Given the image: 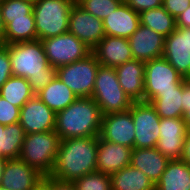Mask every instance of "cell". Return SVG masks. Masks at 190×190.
<instances>
[{
	"instance_id": "obj_43",
	"label": "cell",
	"mask_w": 190,
	"mask_h": 190,
	"mask_svg": "<svg viewBox=\"0 0 190 190\" xmlns=\"http://www.w3.org/2000/svg\"><path fill=\"white\" fill-rule=\"evenodd\" d=\"M5 44H6V42H5V26L2 21L1 10H0V47L4 46Z\"/></svg>"
},
{
	"instance_id": "obj_33",
	"label": "cell",
	"mask_w": 190,
	"mask_h": 190,
	"mask_svg": "<svg viewBox=\"0 0 190 190\" xmlns=\"http://www.w3.org/2000/svg\"><path fill=\"white\" fill-rule=\"evenodd\" d=\"M124 0H76V3L91 15L103 20Z\"/></svg>"
},
{
	"instance_id": "obj_2",
	"label": "cell",
	"mask_w": 190,
	"mask_h": 190,
	"mask_svg": "<svg viewBox=\"0 0 190 190\" xmlns=\"http://www.w3.org/2000/svg\"><path fill=\"white\" fill-rule=\"evenodd\" d=\"M12 75L27 79L36 95L56 77V68L47 61L41 40L5 44Z\"/></svg>"
},
{
	"instance_id": "obj_13",
	"label": "cell",
	"mask_w": 190,
	"mask_h": 190,
	"mask_svg": "<svg viewBox=\"0 0 190 190\" xmlns=\"http://www.w3.org/2000/svg\"><path fill=\"white\" fill-rule=\"evenodd\" d=\"M19 123L26 134L53 131L56 113L34 95L20 108Z\"/></svg>"
},
{
	"instance_id": "obj_21",
	"label": "cell",
	"mask_w": 190,
	"mask_h": 190,
	"mask_svg": "<svg viewBox=\"0 0 190 190\" xmlns=\"http://www.w3.org/2000/svg\"><path fill=\"white\" fill-rule=\"evenodd\" d=\"M124 92L132 101H144L145 63L133 59L114 68Z\"/></svg>"
},
{
	"instance_id": "obj_9",
	"label": "cell",
	"mask_w": 190,
	"mask_h": 190,
	"mask_svg": "<svg viewBox=\"0 0 190 190\" xmlns=\"http://www.w3.org/2000/svg\"><path fill=\"white\" fill-rule=\"evenodd\" d=\"M183 81L184 78L164 57L145 62L144 101L155 98L157 92L174 91Z\"/></svg>"
},
{
	"instance_id": "obj_41",
	"label": "cell",
	"mask_w": 190,
	"mask_h": 190,
	"mask_svg": "<svg viewBox=\"0 0 190 190\" xmlns=\"http://www.w3.org/2000/svg\"><path fill=\"white\" fill-rule=\"evenodd\" d=\"M33 190H53V178L44 176Z\"/></svg>"
},
{
	"instance_id": "obj_12",
	"label": "cell",
	"mask_w": 190,
	"mask_h": 190,
	"mask_svg": "<svg viewBox=\"0 0 190 190\" xmlns=\"http://www.w3.org/2000/svg\"><path fill=\"white\" fill-rule=\"evenodd\" d=\"M164 57L184 78L190 79V28L176 29L165 37Z\"/></svg>"
},
{
	"instance_id": "obj_45",
	"label": "cell",
	"mask_w": 190,
	"mask_h": 190,
	"mask_svg": "<svg viewBox=\"0 0 190 190\" xmlns=\"http://www.w3.org/2000/svg\"><path fill=\"white\" fill-rule=\"evenodd\" d=\"M0 190H8V189L0 186Z\"/></svg>"
},
{
	"instance_id": "obj_14",
	"label": "cell",
	"mask_w": 190,
	"mask_h": 190,
	"mask_svg": "<svg viewBox=\"0 0 190 190\" xmlns=\"http://www.w3.org/2000/svg\"><path fill=\"white\" fill-rule=\"evenodd\" d=\"M100 137L112 143L134 148L135 127L132 114L124 112L102 115Z\"/></svg>"
},
{
	"instance_id": "obj_29",
	"label": "cell",
	"mask_w": 190,
	"mask_h": 190,
	"mask_svg": "<svg viewBox=\"0 0 190 190\" xmlns=\"http://www.w3.org/2000/svg\"><path fill=\"white\" fill-rule=\"evenodd\" d=\"M0 95L11 104L21 108L35 94L27 79L12 75L0 88Z\"/></svg>"
},
{
	"instance_id": "obj_39",
	"label": "cell",
	"mask_w": 190,
	"mask_h": 190,
	"mask_svg": "<svg viewBox=\"0 0 190 190\" xmlns=\"http://www.w3.org/2000/svg\"><path fill=\"white\" fill-rule=\"evenodd\" d=\"M176 27L190 28V6L176 18Z\"/></svg>"
},
{
	"instance_id": "obj_30",
	"label": "cell",
	"mask_w": 190,
	"mask_h": 190,
	"mask_svg": "<svg viewBox=\"0 0 190 190\" xmlns=\"http://www.w3.org/2000/svg\"><path fill=\"white\" fill-rule=\"evenodd\" d=\"M37 32L33 15H26V18L10 19L5 27L6 44L35 41Z\"/></svg>"
},
{
	"instance_id": "obj_5",
	"label": "cell",
	"mask_w": 190,
	"mask_h": 190,
	"mask_svg": "<svg viewBox=\"0 0 190 190\" xmlns=\"http://www.w3.org/2000/svg\"><path fill=\"white\" fill-rule=\"evenodd\" d=\"M76 0H37L34 2L37 40L68 32L69 14Z\"/></svg>"
},
{
	"instance_id": "obj_23",
	"label": "cell",
	"mask_w": 190,
	"mask_h": 190,
	"mask_svg": "<svg viewBox=\"0 0 190 190\" xmlns=\"http://www.w3.org/2000/svg\"><path fill=\"white\" fill-rule=\"evenodd\" d=\"M155 190H190V165L180 159L170 160Z\"/></svg>"
},
{
	"instance_id": "obj_15",
	"label": "cell",
	"mask_w": 190,
	"mask_h": 190,
	"mask_svg": "<svg viewBox=\"0 0 190 190\" xmlns=\"http://www.w3.org/2000/svg\"><path fill=\"white\" fill-rule=\"evenodd\" d=\"M156 148L169 160L181 158L187 129L182 117L160 118Z\"/></svg>"
},
{
	"instance_id": "obj_7",
	"label": "cell",
	"mask_w": 190,
	"mask_h": 190,
	"mask_svg": "<svg viewBox=\"0 0 190 190\" xmlns=\"http://www.w3.org/2000/svg\"><path fill=\"white\" fill-rule=\"evenodd\" d=\"M99 66L91 52L81 60L56 68V76L78 97H92Z\"/></svg>"
},
{
	"instance_id": "obj_11",
	"label": "cell",
	"mask_w": 190,
	"mask_h": 190,
	"mask_svg": "<svg viewBox=\"0 0 190 190\" xmlns=\"http://www.w3.org/2000/svg\"><path fill=\"white\" fill-rule=\"evenodd\" d=\"M68 32L75 35L91 50L105 36L103 20L91 15L76 2L69 14Z\"/></svg>"
},
{
	"instance_id": "obj_28",
	"label": "cell",
	"mask_w": 190,
	"mask_h": 190,
	"mask_svg": "<svg viewBox=\"0 0 190 190\" xmlns=\"http://www.w3.org/2000/svg\"><path fill=\"white\" fill-rule=\"evenodd\" d=\"M140 24L151 28L164 37L169 36L176 29V19L162 6L139 13Z\"/></svg>"
},
{
	"instance_id": "obj_44",
	"label": "cell",
	"mask_w": 190,
	"mask_h": 190,
	"mask_svg": "<svg viewBox=\"0 0 190 190\" xmlns=\"http://www.w3.org/2000/svg\"><path fill=\"white\" fill-rule=\"evenodd\" d=\"M6 161H7V159L0 158V184H1L2 176H3V172L5 169Z\"/></svg>"
},
{
	"instance_id": "obj_25",
	"label": "cell",
	"mask_w": 190,
	"mask_h": 190,
	"mask_svg": "<svg viewBox=\"0 0 190 190\" xmlns=\"http://www.w3.org/2000/svg\"><path fill=\"white\" fill-rule=\"evenodd\" d=\"M111 177L112 190H155V183L141 170L128 165Z\"/></svg>"
},
{
	"instance_id": "obj_4",
	"label": "cell",
	"mask_w": 190,
	"mask_h": 190,
	"mask_svg": "<svg viewBox=\"0 0 190 190\" xmlns=\"http://www.w3.org/2000/svg\"><path fill=\"white\" fill-rule=\"evenodd\" d=\"M60 144L59 135L53 131L26 134L19 159L49 176L53 170Z\"/></svg>"
},
{
	"instance_id": "obj_40",
	"label": "cell",
	"mask_w": 190,
	"mask_h": 190,
	"mask_svg": "<svg viewBox=\"0 0 190 190\" xmlns=\"http://www.w3.org/2000/svg\"><path fill=\"white\" fill-rule=\"evenodd\" d=\"M180 160L190 165V131H187Z\"/></svg>"
},
{
	"instance_id": "obj_31",
	"label": "cell",
	"mask_w": 190,
	"mask_h": 190,
	"mask_svg": "<svg viewBox=\"0 0 190 190\" xmlns=\"http://www.w3.org/2000/svg\"><path fill=\"white\" fill-rule=\"evenodd\" d=\"M34 2L31 0H4L0 4L1 17L4 26L10 23V19L26 18L33 15Z\"/></svg>"
},
{
	"instance_id": "obj_42",
	"label": "cell",
	"mask_w": 190,
	"mask_h": 190,
	"mask_svg": "<svg viewBox=\"0 0 190 190\" xmlns=\"http://www.w3.org/2000/svg\"><path fill=\"white\" fill-rule=\"evenodd\" d=\"M53 190H75L72 182H63L53 178Z\"/></svg>"
},
{
	"instance_id": "obj_19",
	"label": "cell",
	"mask_w": 190,
	"mask_h": 190,
	"mask_svg": "<svg viewBox=\"0 0 190 190\" xmlns=\"http://www.w3.org/2000/svg\"><path fill=\"white\" fill-rule=\"evenodd\" d=\"M101 66L115 68L133 60L127 38L105 35L91 50Z\"/></svg>"
},
{
	"instance_id": "obj_36",
	"label": "cell",
	"mask_w": 190,
	"mask_h": 190,
	"mask_svg": "<svg viewBox=\"0 0 190 190\" xmlns=\"http://www.w3.org/2000/svg\"><path fill=\"white\" fill-rule=\"evenodd\" d=\"M182 96H183V121L187 131H190V79H184L182 82Z\"/></svg>"
},
{
	"instance_id": "obj_18",
	"label": "cell",
	"mask_w": 190,
	"mask_h": 190,
	"mask_svg": "<svg viewBox=\"0 0 190 190\" xmlns=\"http://www.w3.org/2000/svg\"><path fill=\"white\" fill-rule=\"evenodd\" d=\"M132 148L103 140L98 136L97 172L109 176L130 165Z\"/></svg>"
},
{
	"instance_id": "obj_8",
	"label": "cell",
	"mask_w": 190,
	"mask_h": 190,
	"mask_svg": "<svg viewBox=\"0 0 190 190\" xmlns=\"http://www.w3.org/2000/svg\"><path fill=\"white\" fill-rule=\"evenodd\" d=\"M49 64L58 68L85 58L91 49L70 32L41 40Z\"/></svg>"
},
{
	"instance_id": "obj_24",
	"label": "cell",
	"mask_w": 190,
	"mask_h": 190,
	"mask_svg": "<svg viewBox=\"0 0 190 190\" xmlns=\"http://www.w3.org/2000/svg\"><path fill=\"white\" fill-rule=\"evenodd\" d=\"M36 95L55 113L64 110L78 98L57 76Z\"/></svg>"
},
{
	"instance_id": "obj_6",
	"label": "cell",
	"mask_w": 190,
	"mask_h": 190,
	"mask_svg": "<svg viewBox=\"0 0 190 190\" xmlns=\"http://www.w3.org/2000/svg\"><path fill=\"white\" fill-rule=\"evenodd\" d=\"M92 98L102 115L127 111L133 103L121 88L116 70L101 65L95 78Z\"/></svg>"
},
{
	"instance_id": "obj_1",
	"label": "cell",
	"mask_w": 190,
	"mask_h": 190,
	"mask_svg": "<svg viewBox=\"0 0 190 190\" xmlns=\"http://www.w3.org/2000/svg\"><path fill=\"white\" fill-rule=\"evenodd\" d=\"M98 136L60 140L57 157L49 176L73 182L97 171Z\"/></svg>"
},
{
	"instance_id": "obj_38",
	"label": "cell",
	"mask_w": 190,
	"mask_h": 190,
	"mask_svg": "<svg viewBox=\"0 0 190 190\" xmlns=\"http://www.w3.org/2000/svg\"><path fill=\"white\" fill-rule=\"evenodd\" d=\"M135 12L141 13L162 6L163 0H124Z\"/></svg>"
},
{
	"instance_id": "obj_3",
	"label": "cell",
	"mask_w": 190,
	"mask_h": 190,
	"mask_svg": "<svg viewBox=\"0 0 190 190\" xmlns=\"http://www.w3.org/2000/svg\"><path fill=\"white\" fill-rule=\"evenodd\" d=\"M102 114L92 97H78L56 113L55 132L60 140L100 136Z\"/></svg>"
},
{
	"instance_id": "obj_26",
	"label": "cell",
	"mask_w": 190,
	"mask_h": 190,
	"mask_svg": "<svg viewBox=\"0 0 190 190\" xmlns=\"http://www.w3.org/2000/svg\"><path fill=\"white\" fill-rule=\"evenodd\" d=\"M26 133L21 124H0V158L17 159L25 139Z\"/></svg>"
},
{
	"instance_id": "obj_16",
	"label": "cell",
	"mask_w": 190,
	"mask_h": 190,
	"mask_svg": "<svg viewBox=\"0 0 190 190\" xmlns=\"http://www.w3.org/2000/svg\"><path fill=\"white\" fill-rule=\"evenodd\" d=\"M128 41L132 56L138 61L145 63L163 55L165 37L151 28L140 24Z\"/></svg>"
},
{
	"instance_id": "obj_27",
	"label": "cell",
	"mask_w": 190,
	"mask_h": 190,
	"mask_svg": "<svg viewBox=\"0 0 190 190\" xmlns=\"http://www.w3.org/2000/svg\"><path fill=\"white\" fill-rule=\"evenodd\" d=\"M160 118L183 117L182 83L174 91L157 92V96L149 101Z\"/></svg>"
},
{
	"instance_id": "obj_32",
	"label": "cell",
	"mask_w": 190,
	"mask_h": 190,
	"mask_svg": "<svg viewBox=\"0 0 190 190\" xmlns=\"http://www.w3.org/2000/svg\"><path fill=\"white\" fill-rule=\"evenodd\" d=\"M72 183L75 190H112L111 177L97 171L86 174Z\"/></svg>"
},
{
	"instance_id": "obj_34",
	"label": "cell",
	"mask_w": 190,
	"mask_h": 190,
	"mask_svg": "<svg viewBox=\"0 0 190 190\" xmlns=\"http://www.w3.org/2000/svg\"><path fill=\"white\" fill-rule=\"evenodd\" d=\"M20 108L0 95V124L7 126L19 122Z\"/></svg>"
},
{
	"instance_id": "obj_22",
	"label": "cell",
	"mask_w": 190,
	"mask_h": 190,
	"mask_svg": "<svg viewBox=\"0 0 190 190\" xmlns=\"http://www.w3.org/2000/svg\"><path fill=\"white\" fill-rule=\"evenodd\" d=\"M170 160L155 148H133L130 165L141 170L155 184Z\"/></svg>"
},
{
	"instance_id": "obj_10",
	"label": "cell",
	"mask_w": 190,
	"mask_h": 190,
	"mask_svg": "<svg viewBox=\"0 0 190 190\" xmlns=\"http://www.w3.org/2000/svg\"><path fill=\"white\" fill-rule=\"evenodd\" d=\"M135 127L134 148H155L160 135V116L147 101H134L129 109Z\"/></svg>"
},
{
	"instance_id": "obj_37",
	"label": "cell",
	"mask_w": 190,
	"mask_h": 190,
	"mask_svg": "<svg viewBox=\"0 0 190 190\" xmlns=\"http://www.w3.org/2000/svg\"><path fill=\"white\" fill-rule=\"evenodd\" d=\"M189 6L190 0H163L162 3V7L175 19Z\"/></svg>"
},
{
	"instance_id": "obj_20",
	"label": "cell",
	"mask_w": 190,
	"mask_h": 190,
	"mask_svg": "<svg viewBox=\"0 0 190 190\" xmlns=\"http://www.w3.org/2000/svg\"><path fill=\"white\" fill-rule=\"evenodd\" d=\"M139 13L135 12L124 1L103 19L105 35L129 38L139 27Z\"/></svg>"
},
{
	"instance_id": "obj_35",
	"label": "cell",
	"mask_w": 190,
	"mask_h": 190,
	"mask_svg": "<svg viewBox=\"0 0 190 190\" xmlns=\"http://www.w3.org/2000/svg\"><path fill=\"white\" fill-rule=\"evenodd\" d=\"M12 76L10 56L6 45L0 47V88Z\"/></svg>"
},
{
	"instance_id": "obj_17",
	"label": "cell",
	"mask_w": 190,
	"mask_h": 190,
	"mask_svg": "<svg viewBox=\"0 0 190 190\" xmlns=\"http://www.w3.org/2000/svg\"><path fill=\"white\" fill-rule=\"evenodd\" d=\"M43 177L21 159H7L0 186L8 190H33Z\"/></svg>"
}]
</instances>
